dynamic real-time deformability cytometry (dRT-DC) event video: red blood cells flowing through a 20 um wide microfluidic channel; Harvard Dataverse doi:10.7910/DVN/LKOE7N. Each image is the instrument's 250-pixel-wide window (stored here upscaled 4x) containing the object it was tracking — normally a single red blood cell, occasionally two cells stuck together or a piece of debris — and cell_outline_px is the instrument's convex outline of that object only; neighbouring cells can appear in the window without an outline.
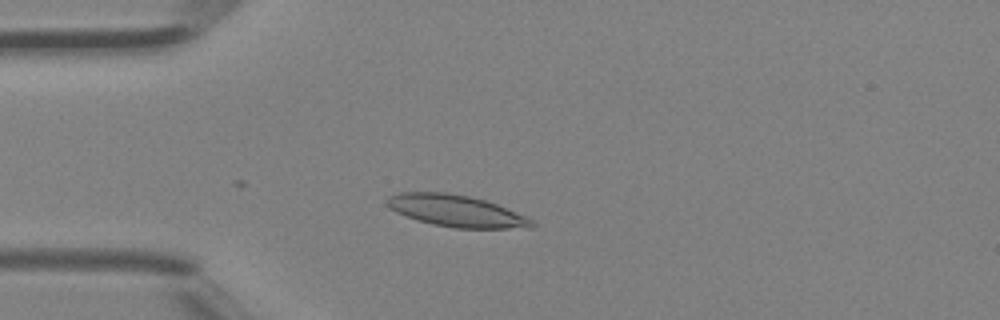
{"species": "Egyptian fruit bat (a non-hibernating species)", "species_latin": "Rousettus aegyptiacus", "temperature_condition": "room temperature", "stored_images_in_passage": 3, "camera_frame_rate_fps": 3000, "um_per_image_px": 0.085, "animal": {"sex": "female"}, "frame": {"image": 1, "passage_image": 3, "time_ms": 0.667, "image_size_px": [1000, 320], "cell_outline_px": [[536, 224], [532, 228], [456, 228], [432, 224], [416, 220], [396, 212], [388, 208], [384, 204], [384, 200], [388, 196], [400, 192], [448, 192], [468, 196], [484, 200], [496, 204], [524, 216], [532, 220]], "centroid_in_image_um": [38.7, 17.92], "position_along_channel_um": 46.3, "area_um2": 26.82}}